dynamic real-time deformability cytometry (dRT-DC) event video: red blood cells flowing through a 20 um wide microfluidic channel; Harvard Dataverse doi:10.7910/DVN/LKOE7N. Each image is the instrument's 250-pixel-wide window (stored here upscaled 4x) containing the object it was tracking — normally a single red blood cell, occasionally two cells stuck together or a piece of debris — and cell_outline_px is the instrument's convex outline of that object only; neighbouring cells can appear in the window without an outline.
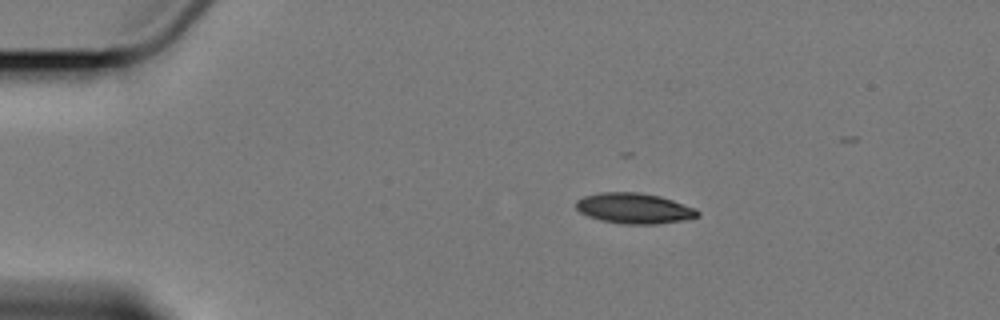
{"species": "Egyptian fruit bat (a non-hibernating species)", "species_latin": "Rousettus aegyptiacus", "temperature_condition": "cold", "stored_images_in_passage": 3, "camera_frame_rate_fps": 3000, "um_per_image_px": 0.085, "animal": {"sex": "female"}, "frame": {"image": 1, "passage_image": 1, "time_ms": 0.0, "image_size_px": [1000, 320], "cell_outline_px": [[700, 216], [680, 220], [656, 224], [624, 224], [600, 220], [588, 216], [580, 212], [576, 208], [576, 200], [584, 196], [600, 192], [636, 192], [660, 196], [696, 208], [700, 212]], "centroid_in_image_um": [53.89, 17.7], "position_along_channel_um": 31.1, "area_um2": 21.56}}